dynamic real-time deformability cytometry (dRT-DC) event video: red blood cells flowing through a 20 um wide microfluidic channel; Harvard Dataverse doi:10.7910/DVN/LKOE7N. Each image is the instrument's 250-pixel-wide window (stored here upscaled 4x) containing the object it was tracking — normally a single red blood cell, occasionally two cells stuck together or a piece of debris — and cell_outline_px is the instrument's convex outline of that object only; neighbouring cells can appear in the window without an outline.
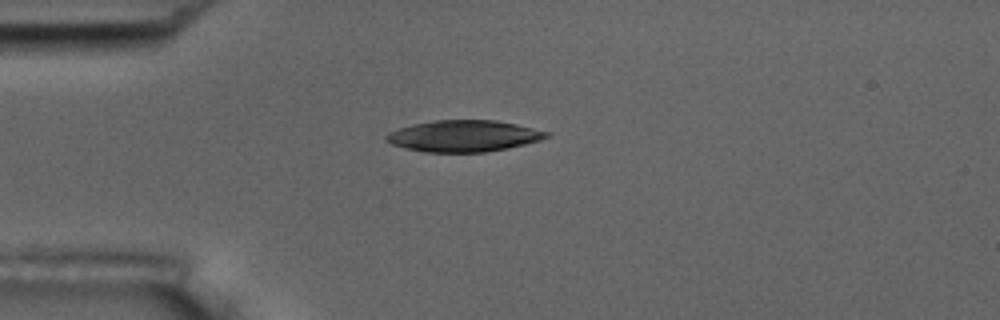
{"species": "common noctule bat (a hibernating species)", "species_latin": "Nyctalus noctula", "temperature_condition": "room temperature", "stored_images_in_passage": 3, "camera_frame_rate_fps": 3000, "um_per_image_px": 0.085, "animal": {"sex": "male", "body_mass_g": 17.5, "forearm_length_mm": 52.3}, "frame": {"image": 1, "passage_image": 1, "time_ms": 0.0, "image_size_px": [1000, 320], "cell_outline_px": [[552, 132], [548, 136], [540, 140], [508, 148], [488, 152], [424, 152], [404, 148], [392, 144], [384, 140], [384, 136], [388, 132], [412, 124], [436, 120], [496, 120], [516, 124]], "centroid_in_image_um": [39.4, 11.56], "position_along_channel_um": 45.6, "area_um2": 29.48}}
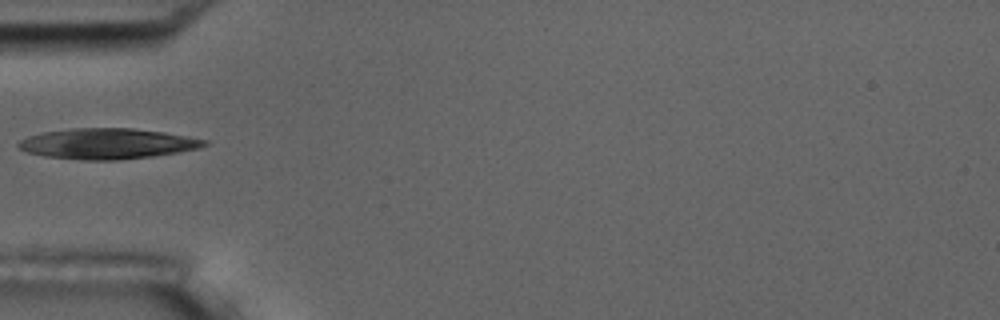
{"frame": {"image": 2, "passage_image": 2, "time_ms": 1.333, "image_size_px": [1000, 320], "cell_outline_px": [[208, 144], [200, 148], [180, 152], [152, 156], [116, 160], [80, 160], [44, 156], [28, 152], [20, 148], [16, 144], [20, 140], [28, 136], [44, 132], [72, 128], [132, 128], [164, 132], [188, 136], [208, 140]], "centroid_in_image_um": [9.15, 12.21], "position_along_channel_um": 75.9, "area_um2": 33.18}}